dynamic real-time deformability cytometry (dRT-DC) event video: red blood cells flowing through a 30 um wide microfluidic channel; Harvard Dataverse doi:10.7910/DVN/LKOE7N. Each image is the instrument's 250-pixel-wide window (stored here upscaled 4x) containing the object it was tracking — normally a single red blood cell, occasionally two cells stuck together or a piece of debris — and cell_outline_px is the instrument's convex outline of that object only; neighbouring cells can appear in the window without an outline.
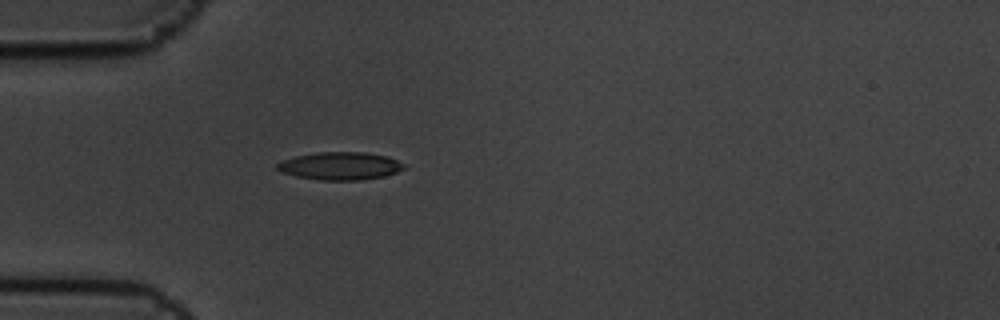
{"species": "common noctule bat (a hibernating species)", "species_latin": "Nyctalus noctula", "temperature_condition": "cold", "stored_images_in_passage": 1, "camera_frame_rate_fps": 3000, "um_per_image_px": 0.085, "animal": {"sex": "male", "body_mass_g": 19.5, "forearm_length_mm": 54.6}, "frame": {"image": 1, "passage_image": 1, "time_ms": 0.0, "image_size_px": [1000, 320], "cell_outline_px": [[404, 168], [396, 172], [384, 176], [360, 180], [320, 180], [296, 176], [284, 172], [276, 168], [276, 164], [284, 160], [296, 156], [320, 152], [364, 152], [388, 156], [404, 164]], "centroid_in_image_um": [28.93, 14.1], "position_along_channel_um": 56.1, "area_um2": 20.29}}